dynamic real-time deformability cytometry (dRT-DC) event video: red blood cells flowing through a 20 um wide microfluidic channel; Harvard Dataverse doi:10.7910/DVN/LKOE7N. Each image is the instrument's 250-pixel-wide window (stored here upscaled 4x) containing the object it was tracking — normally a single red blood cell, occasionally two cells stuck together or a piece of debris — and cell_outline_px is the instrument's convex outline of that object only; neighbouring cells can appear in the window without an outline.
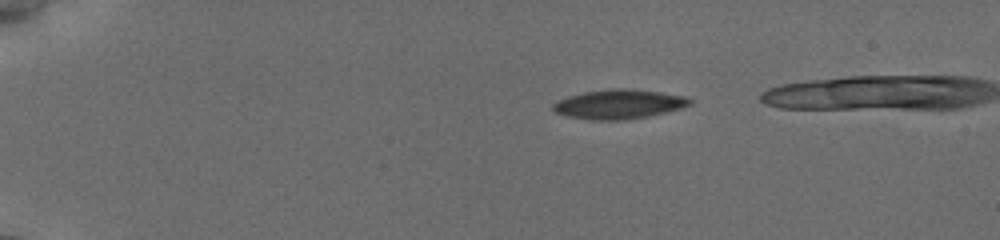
{"species": "common noctule bat (a hibernating species)", "species_latin": "Nyctalus noctula", "temperature_condition": "cold", "stored_images_in_passage": 40, "camera_frame_rate_fps": 3000, "um_per_image_px": 0.085, "animal": {"sex": "female", "body_mass_g": 19.5, "forearm_length_mm": 54.1}, "frame": {"image": 1, "passage_image": 1, "time_ms": 0.0, "image_size_px": [1000, 240], "cell_outline_px": [[692, 104], [680, 108], [644, 116], [620, 120], [592, 120], [568, 116], [556, 112], [552, 108], [552, 104], [568, 96], [584, 92], [616, 88], [620, 88], [656, 92], [684, 96], [692, 100]], "centroid_in_image_um": [52.56, 8.85], "position_along_channel_um": 32.4, "area_um2": 22.72}}
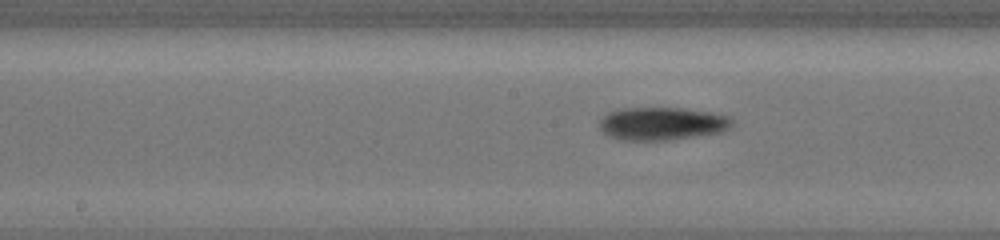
{"frame": {"image": 2, "passage_image": 20, "time_ms": 6.333, "image_size_px": [1000, 240], "cell_outline_px": [[732, 120], [720, 132], [664, 140], [624, 140], [612, 136], [604, 132], [600, 124], [600, 120], [608, 112], [616, 108], [684, 108], [708, 112], [728, 116]], "centroid_in_image_um": [56.19, 10.49], "position_along_channel_um": 192.0, "area_um2": 24.74}}
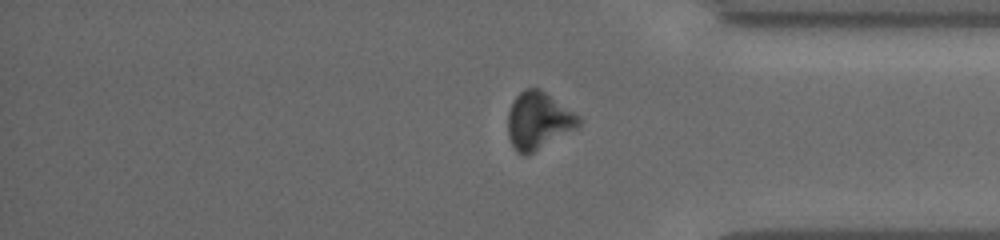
{"frame": {"image": 3, "passage_image": 34, "time_ms": 11.667, "image_size_px": [1000, 240], "cell_outline_px": [[580, 124], [528, 156], [524, 156], [516, 152], [508, 136], [508, 112], [516, 96], [524, 88], [540, 88], [580, 116]], "centroid_in_image_um": [45.72, 10.25], "position_along_channel_um": 389.5, "area_um2": 23.35}}